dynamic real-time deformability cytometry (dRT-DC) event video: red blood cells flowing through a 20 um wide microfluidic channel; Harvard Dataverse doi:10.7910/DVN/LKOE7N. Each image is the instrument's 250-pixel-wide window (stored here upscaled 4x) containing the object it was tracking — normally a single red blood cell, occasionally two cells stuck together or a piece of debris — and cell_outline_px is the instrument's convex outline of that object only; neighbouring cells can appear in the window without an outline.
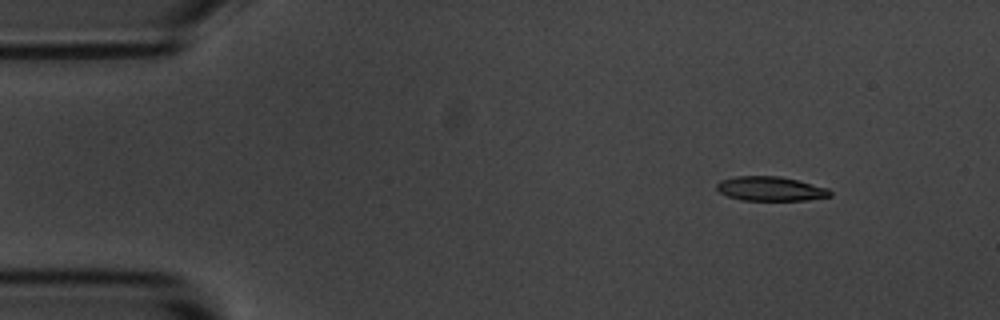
{"species": "common noctule bat (a hibernating species)", "species_latin": "Nyctalus noctula", "temperature_condition": "room temperature", "stored_images_in_passage": 3, "camera_frame_rate_fps": 3000, "um_per_image_px": 0.085, "animal": {"sex": "male", "body_mass_g": 20.1, "forearm_length_mm": 53.5}, "frame": {"image": 1, "passage_image": 1, "time_ms": 0.0, "image_size_px": [1000, 320], "cell_outline_px": [[832, 196], [808, 200], [740, 200], [728, 196], [720, 192], [716, 188], [716, 184], [720, 180], [736, 176], [780, 176], [828, 188], [832, 192]], "centroid_in_image_um": [65.49, 16.04], "position_along_channel_um": 19.5, "area_um2": 16.07}}